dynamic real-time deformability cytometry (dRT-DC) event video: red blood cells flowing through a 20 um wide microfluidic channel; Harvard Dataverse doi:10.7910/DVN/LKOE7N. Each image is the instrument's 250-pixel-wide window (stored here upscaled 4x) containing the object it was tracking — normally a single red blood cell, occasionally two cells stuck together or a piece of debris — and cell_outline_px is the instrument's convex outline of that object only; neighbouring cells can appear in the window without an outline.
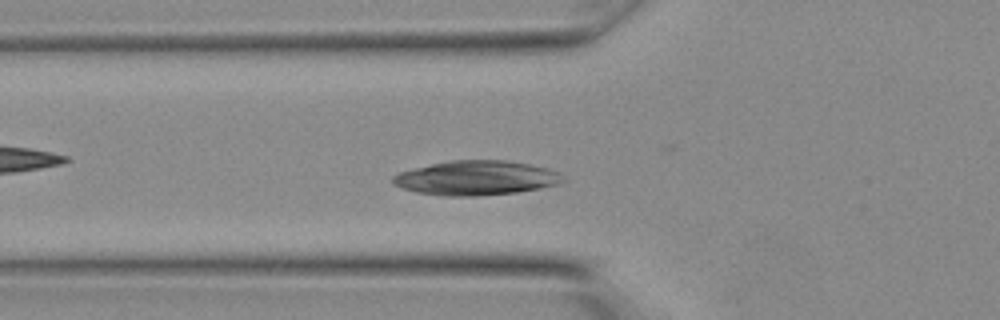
{"species": "Egyptian fruit bat (a non-hibernating species)", "species_latin": "Rousettus aegyptiacus", "temperature_condition": "warm", "stored_images_in_passage": 11, "camera_frame_rate_fps": 3000, "um_per_image_px": 0.085, "animal": {"sex": "female"}, "frame": {"image": 1, "passage_image": 7, "time_ms": 2.0, "image_size_px": [1000, 320], "cell_outline_px": [[568, 180], [560, 184], [540, 188], [516, 192], [476, 196], [444, 196], [416, 192], [404, 188], [396, 184], [392, 180], [392, 176], [400, 172], [432, 164], [452, 160], [508, 160], [532, 164], [548, 168], [556, 172]], "centroid_in_image_um": [40.54, 15.12], "position_along_channel_um": 85.3, "area_um2": 34.04}}
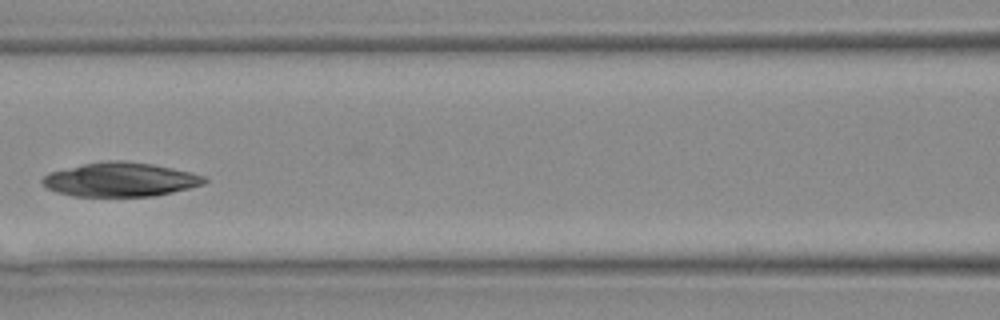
{"frame": {"image": 2, "passage_image": 10, "time_ms": 3.0, "image_size_px": [1000, 320], "cell_outline_px": [[208, 180], [204, 184], [172, 192], [152, 196], [72, 196], [56, 192], [48, 188], [40, 180], [48, 172], [84, 164], [108, 160], [124, 160], [152, 164], [192, 172], [204, 176]], "centroid_in_image_um": [10.22, 15.26], "position_along_channel_um": 156.4, "area_um2": 32.08}}